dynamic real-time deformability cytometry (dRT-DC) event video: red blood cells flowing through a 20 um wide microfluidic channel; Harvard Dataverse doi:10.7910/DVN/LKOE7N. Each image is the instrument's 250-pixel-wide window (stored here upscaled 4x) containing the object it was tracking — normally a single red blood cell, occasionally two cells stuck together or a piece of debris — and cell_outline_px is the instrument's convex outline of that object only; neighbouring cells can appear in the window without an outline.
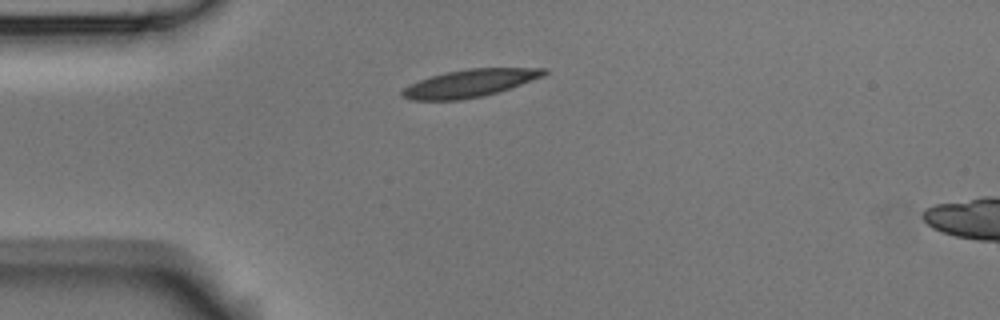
{"species": "Egyptian fruit bat (a non-hibernating species)", "species_latin": "Rousettus aegyptiacus", "temperature_condition": "room temperature", "stored_images_in_passage": 5, "camera_frame_rate_fps": 3000, "um_per_image_px": 0.085, "animal": {"sex": "male"}, "frame": {"image": 1, "passage_image": 1, "time_ms": 0.0, "image_size_px": [1000, 320], "cell_outline_px": [[548, 72], [544, 76], [496, 92], [480, 96], [460, 100], [412, 100], [400, 96], [400, 92], [408, 84], [432, 76], [448, 72], [468, 68], [548, 68]], "centroid_in_image_um": [39.9, 7.07], "position_along_channel_um": 45.1, "area_um2": 22.54}}
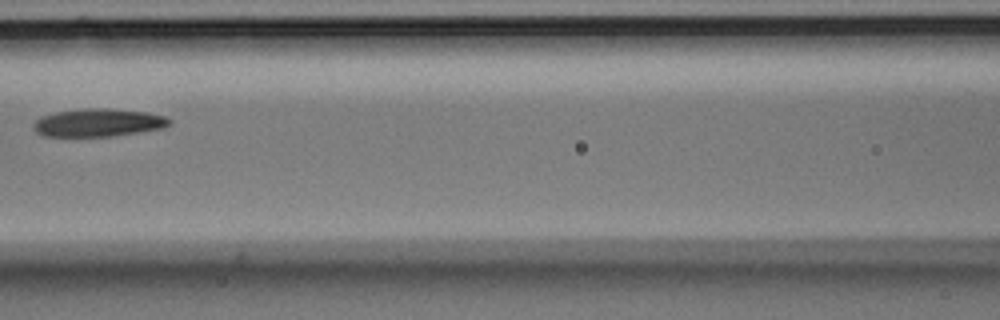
{"frame": {"image": 2, "passage_image": 4, "time_ms": 3.667, "image_size_px": [1000, 320], "cell_outline_px": [[172, 124], [164, 128], [116, 136], [44, 136], [36, 132], [32, 128], [32, 124], [36, 120], [44, 116], [56, 112], [84, 108], [108, 108], [148, 112], [164, 116], [172, 120]], "centroid_in_image_um": [8.39, 10.43], "position_along_channel_um": 158.2, "area_um2": 22.31}}
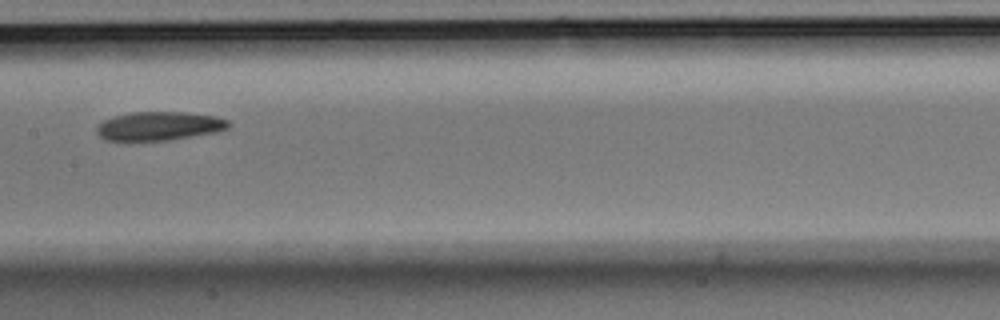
{"frame": {"image": 3, "passage_image": 5, "time_ms": 4.667, "image_size_px": [1000, 320], "cell_outline_px": [[232, 124], [228, 128], [216, 132], [164, 140], [108, 140], [100, 136], [96, 132], [96, 128], [104, 120], [112, 116], [132, 112], [184, 112], [216, 116], [228, 120]], "centroid_in_image_um": [13.54, 10.69], "position_along_channel_um": 193.9, "area_um2": 21.85}}